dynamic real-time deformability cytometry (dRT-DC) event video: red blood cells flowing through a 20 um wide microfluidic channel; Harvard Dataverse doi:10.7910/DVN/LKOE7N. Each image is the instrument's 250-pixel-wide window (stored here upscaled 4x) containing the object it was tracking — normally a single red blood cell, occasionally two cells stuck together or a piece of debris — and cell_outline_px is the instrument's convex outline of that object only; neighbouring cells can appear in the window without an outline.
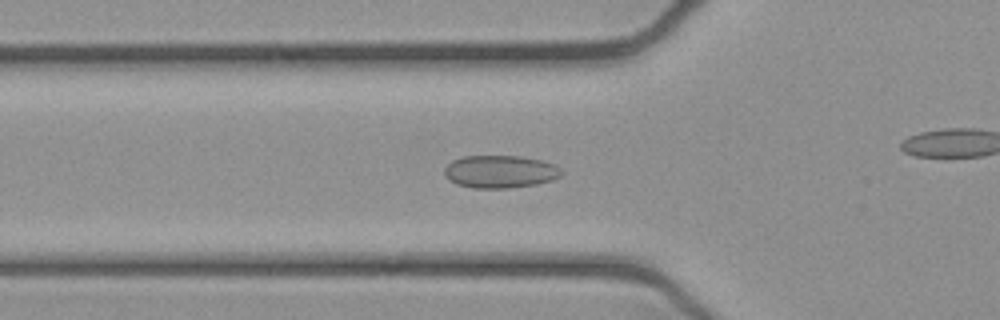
{"species": "common noctule bat (a hibernating species)", "species_latin": "Nyctalus noctula", "temperature_condition": "cold", "stored_images_in_passage": 41, "camera_frame_rate_fps": 3000, "um_per_image_px": 0.085, "animal": {"sex": "female", "body_mass_g": 21.9}, "frame": {"image": 1, "passage_image": 17, "time_ms": 5.333, "image_size_px": [1000, 320], "cell_outline_px": [[564, 172], [560, 176], [552, 180], [536, 184], [508, 188], [472, 188], [456, 184], [448, 180], [444, 176], [444, 168], [452, 160], [464, 156], [520, 156], [540, 160], [556, 164]], "centroid_in_image_um": [42.5, 14.59], "position_along_channel_um": 83.3, "area_um2": 22.48}}
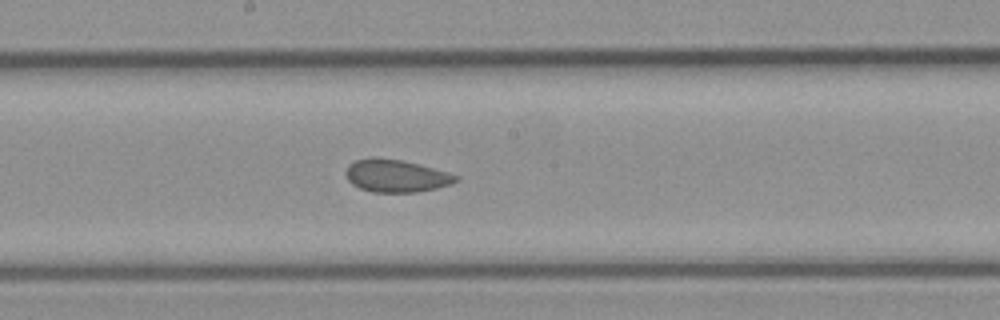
{"frame": {"image": 2, "passage_image": 27, "time_ms": 8.667, "image_size_px": [1000, 320], "cell_outline_px": [[460, 180], [452, 184], [436, 188], [416, 192], [372, 192], [360, 188], [352, 184], [348, 180], [344, 172], [348, 164], [356, 160], [372, 156], [400, 160], [420, 164], [448, 172], [460, 176]], "centroid_in_image_um": [33.67, 14.94], "position_along_channel_um": 214.5, "area_um2": 21.15}}
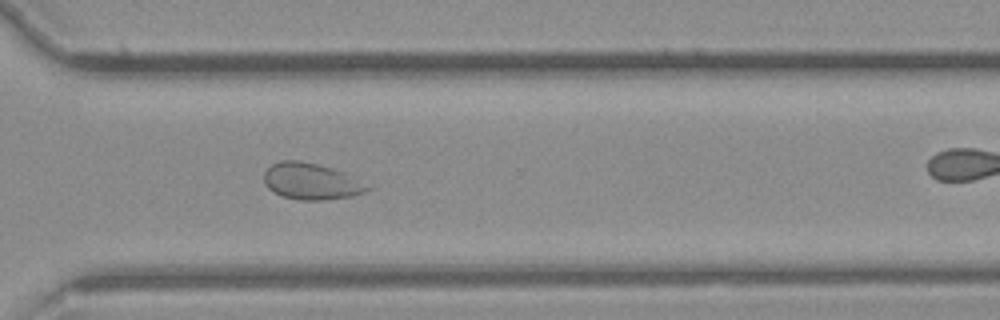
{"frame": {"image": 3, "passage_image": 37, "time_ms": 12.0, "image_size_px": [1000, 320], "cell_outline_px": [[372, 188], [364, 192], [352, 196], [324, 200], [300, 200], [280, 196], [268, 188], [264, 184], [264, 172], [272, 164], [280, 160], [300, 160], [332, 168]], "centroid_in_image_um": [26.36, 15.42], "position_along_channel_um": 344.2, "area_um2": 21.62}}